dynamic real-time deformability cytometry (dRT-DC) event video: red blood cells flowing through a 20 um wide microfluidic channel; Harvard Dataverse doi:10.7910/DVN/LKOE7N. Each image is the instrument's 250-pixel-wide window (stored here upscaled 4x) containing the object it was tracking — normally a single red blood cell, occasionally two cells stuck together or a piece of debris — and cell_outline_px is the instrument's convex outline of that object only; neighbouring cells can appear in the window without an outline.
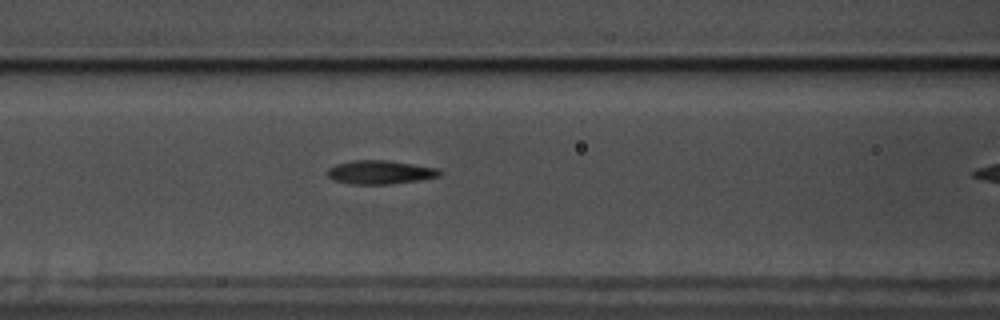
{"species": "common noctule bat (a hibernating species)", "species_latin": "Nyctalus noctula", "temperature_condition": "warm", "stored_images_in_passage": 8, "camera_frame_rate_fps": 3000, "um_per_image_px": 0.085, "animal": {"sex": "male", "body_mass_g": 17.5, "forearm_length_mm": 52.3}, "frame": {"image": 1, "passage_image": 7, "time_ms": 2.0, "image_size_px": [1000, 320], "cell_outline_px": [[444, 172], [440, 176], [392, 184], [352, 184], [336, 180], [328, 176], [328, 168], [336, 164], [352, 160], [388, 160], [440, 168]], "centroid_in_image_um": [32.36, 14.63], "position_along_channel_um": 134.2, "area_um2": 15.49}}